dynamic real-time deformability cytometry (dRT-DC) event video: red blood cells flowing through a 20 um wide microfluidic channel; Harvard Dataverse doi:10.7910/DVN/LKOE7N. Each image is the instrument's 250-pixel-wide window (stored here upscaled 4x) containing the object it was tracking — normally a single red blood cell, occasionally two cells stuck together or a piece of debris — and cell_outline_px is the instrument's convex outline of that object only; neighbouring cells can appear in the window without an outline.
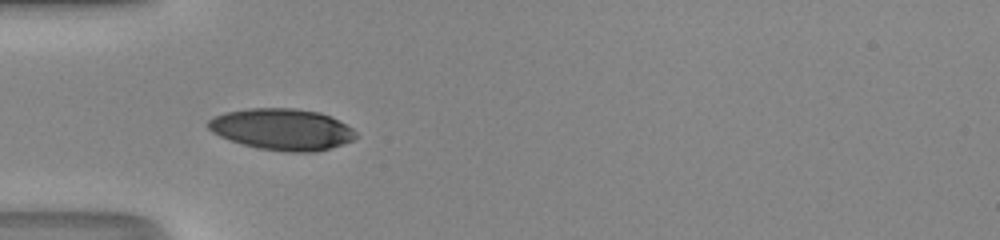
{"species": "human", "species_latin": "Homo sapiens", "temperature_condition": "room temperature", "stored_images_in_passage": 24, "camera_frame_rate_fps": 3000, "um_per_image_px": 0.085, "donor": {"sex": "male"}, "frame": {"image": 1, "passage_image": 4, "time_ms": 1.0, "image_size_px": [1000, 240], "cell_outline_px": [[356, 136], [352, 140], [316, 152], [288, 152], [260, 148], [244, 144], [220, 136], [212, 132], [208, 128], [208, 120], [212, 116], [224, 112], [248, 108], [296, 108], [320, 112], [352, 128], [356, 132]], "centroid_in_image_um": [23.93, 10.98], "position_along_channel_um": 61.1, "area_um2": 35.32}}
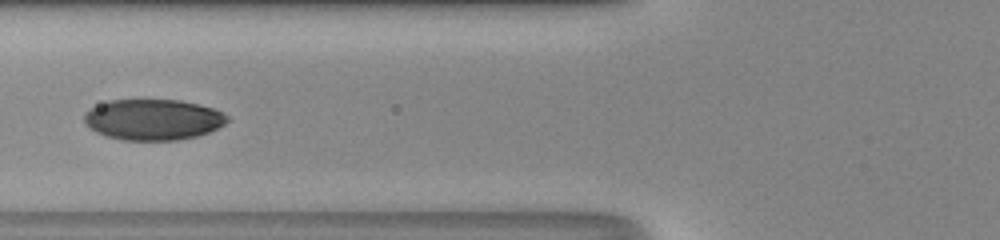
{"frame": {"image": 2, "passage_image": 8, "time_ms": 2.333, "image_size_px": [1000, 240], "cell_outline_px": [[228, 120], [224, 124], [208, 132], [196, 136], [176, 140], [120, 140], [104, 136], [88, 128], [84, 120], [84, 116], [88, 108], [108, 100], [144, 96], [180, 100], [212, 108], [228, 116]], "centroid_in_image_um": [12.92, 10.11], "position_along_channel_um": 112.9, "area_um2": 35.08}}
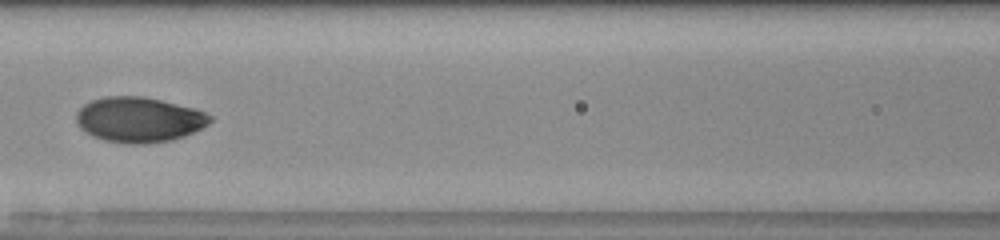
{"frame": {"image": 3, "passage_image": 11, "time_ms": 3.333, "image_size_px": [1000, 240], "cell_outline_px": [[212, 120], [208, 124], [184, 136], [172, 140], [148, 144], [128, 144], [104, 140], [92, 136], [80, 128], [76, 120], [76, 112], [84, 104], [92, 100], [104, 96], [144, 96], [192, 108], [204, 112], [212, 116]], "centroid_in_image_um": [11.78, 10.17], "position_along_channel_um": 154.8, "area_um2": 35.2}}